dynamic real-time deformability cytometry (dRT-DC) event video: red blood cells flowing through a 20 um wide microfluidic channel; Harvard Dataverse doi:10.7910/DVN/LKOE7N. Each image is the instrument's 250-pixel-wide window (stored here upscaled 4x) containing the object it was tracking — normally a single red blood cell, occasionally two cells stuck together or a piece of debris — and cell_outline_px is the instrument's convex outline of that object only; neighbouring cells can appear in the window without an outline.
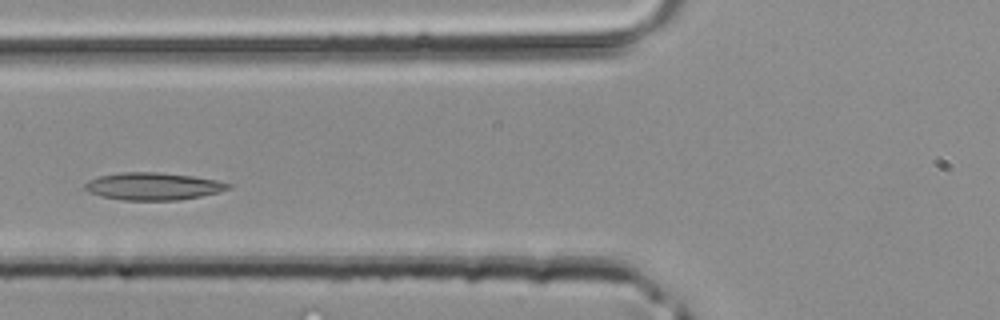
{"species": "common noctule bat (a hibernating species)", "species_latin": "Nyctalus noctula", "temperature_condition": "room temperature", "stored_images_in_passage": 34, "segment_of_instrument_passage": [1, 2], "camera_frame_rate_fps": 3000, "um_per_image_px": 0.085, "animal": {"sex": "male", "body_mass_g": 20.4}, "frame": {"image": 1, "passage_image": 7, "time_ms": 2.0, "image_size_px": [1000, 320], "cell_outline_px": [[232, 188], [220, 192], [200, 196], [176, 200], [120, 200], [100, 196], [88, 192], [84, 188], [84, 184], [88, 180], [100, 176], [120, 172], [160, 172], [192, 176], [216, 180], [232, 184]], "centroid_in_image_um": [13.0, 15.83], "position_along_channel_um": 112.8, "area_um2": 23.0}}
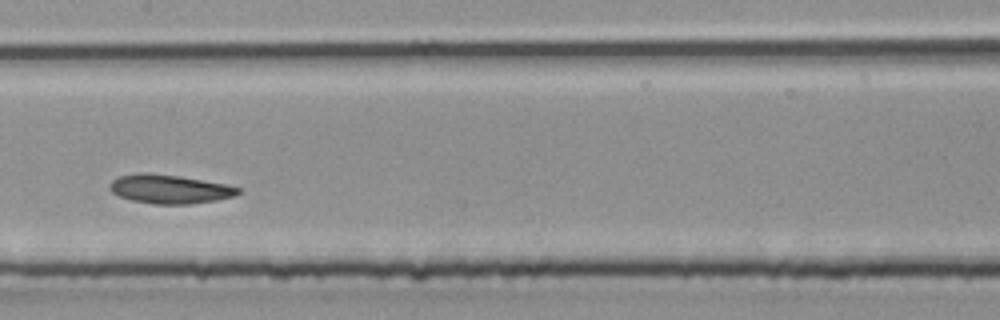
{"frame": {"image": 2, "passage_image": 12, "time_ms": 3.667, "image_size_px": [1000, 320], "cell_outline_px": [[240, 192], [232, 196], [216, 200], [188, 204], [152, 204], [132, 200], [120, 196], [112, 192], [108, 188], [108, 184], [112, 180], [120, 176], [180, 176], [224, 184], [240, 188]], "centroid_in_image_um": [14.44, 16.12], "position_along_channel_um": 193.0, "area_um2": 20.52}}
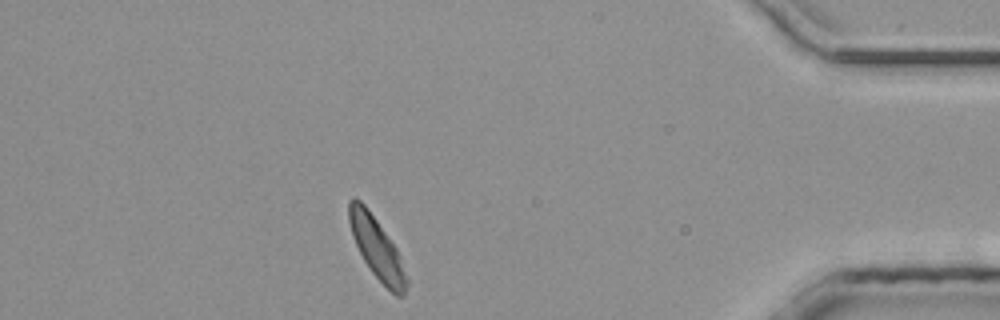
{"frame": {"image": 3, "passage_image": 28, "time_ms": 9.0, "image_size_px": [1000, 320], "cell_outline_px": [[408, 284], [404, 296], [396, 296], [368, 268], [352, 236], [348, 220], [348, 200], [352, 196], [356, 196], [364, 204], [376, 220], [396, 248], [400, 256], [408, 280]], "centroid_in_image_um": [32.01, 21.07], "position_along_channel_um": 403.2, "area_um2": 20.35}}